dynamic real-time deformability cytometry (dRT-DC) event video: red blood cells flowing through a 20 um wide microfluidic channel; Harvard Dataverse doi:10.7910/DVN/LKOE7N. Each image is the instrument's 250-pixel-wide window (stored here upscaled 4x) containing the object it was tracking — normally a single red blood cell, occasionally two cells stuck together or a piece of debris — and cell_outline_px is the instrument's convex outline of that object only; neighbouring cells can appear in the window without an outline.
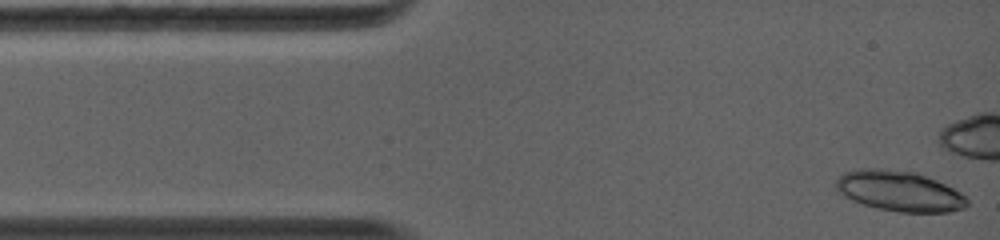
{"species": "common noctule bat (a hibernating species)", "species_latin": "Nyctalus noctula", "temperature_condition": "warm", "stored_images_in_passage": 12, "camera_frame_rate_fps": 5000, "um_per_image_px": 0.085, "animal": {"sex": "female", "body_mass_g": 19.0, "forearm_length_mm": 56.7}, "frame": {"image": 1, "passage_image": 1, "time_ms": 0.0, "image_size_px": [1000, 240], "cell_outline_px": [[968, 204], [964, 208], [948, 212], [900, 212], [876, 208], [852, 200], [844, 196], [836, 188], [836, 180], [844, 172], [864, 168], [912, 172], [936, 180], [960, 192], [968, 200]], "centroid_in_image_um": [76.44, 16.26], "position_along_channel_um": 8.6, "area_um2": 30.29}}